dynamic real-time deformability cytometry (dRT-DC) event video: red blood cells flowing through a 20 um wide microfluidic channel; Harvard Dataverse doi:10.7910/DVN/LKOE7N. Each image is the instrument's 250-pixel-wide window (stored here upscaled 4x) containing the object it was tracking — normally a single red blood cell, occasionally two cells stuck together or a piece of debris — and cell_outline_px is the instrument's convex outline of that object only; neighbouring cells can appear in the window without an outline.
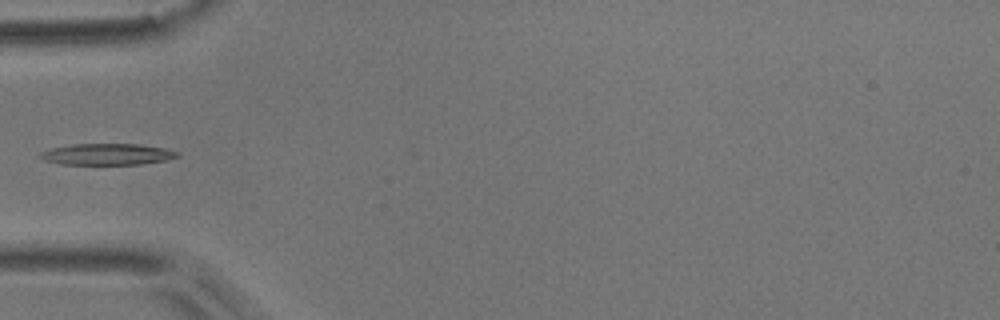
{"species": "common noctule bat (a hibernating species)", "species_latin": "Nyctalus noctula", "temperature_condition": "room temperature", "stored_images_in_passage": 6, "camera_frame_rate_fps": 3000, "um_per_image_px": 0.085, "animal": {"sex": "male", "body_mass_g": 17.9}, "frame": {"image": 1, "passage_image": 5, "time_ms": 1.333, "image_size_px": [1000, 320], "cell_outline_px": [[180, 156], [168, 160], [140, 164], [60, 164], [44, 160], [36, 156], [40, 152], [52, 148], [72, 144], [140, 144], [164, 148], [180, 152]], "centroid_in_image_um": [9.12, 13.11], "position_along_channel_um": 75.9, "area_um2": 17.17}}
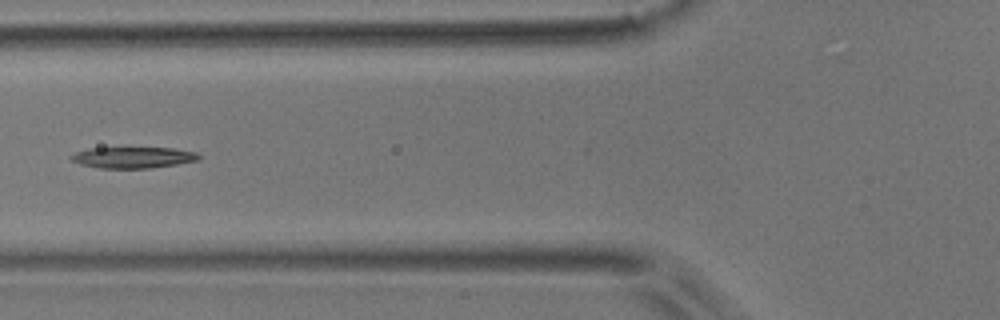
{"frame": {"image": 2, "passage_image": 6, "time_ms": 1.667, "image_size_px": [1000, 320], "cell_outline_px": [[200, 160], [152, 168], [100, 168], [80, 164], [72, 160], [68, 156], [76, 152], [88, 148], [172, 148], [196, 152], [200, 156]], "centroid_in_image_um": [11.31, 13.38], "position_along_channel_um": 114.5, "area_um2": 15.72}}